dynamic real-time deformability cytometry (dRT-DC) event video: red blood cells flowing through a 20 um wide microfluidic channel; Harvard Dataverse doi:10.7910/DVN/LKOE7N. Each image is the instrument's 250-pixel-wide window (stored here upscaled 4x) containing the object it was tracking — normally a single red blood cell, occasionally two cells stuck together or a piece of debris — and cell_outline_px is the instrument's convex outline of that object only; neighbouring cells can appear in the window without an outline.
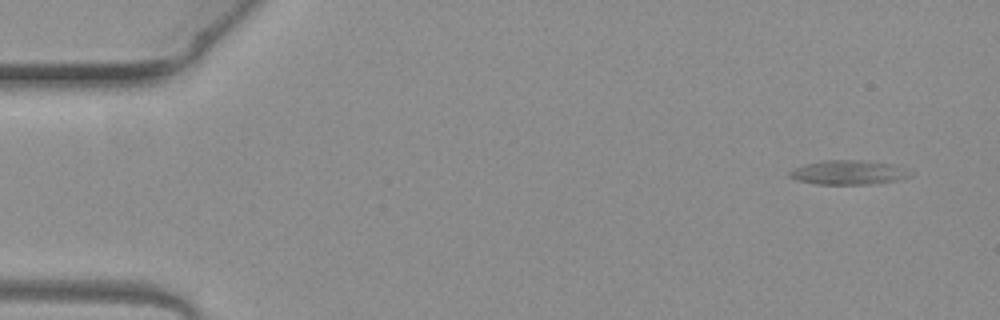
{"species": "common noctule bat (a hibernating species)", "species_latin": "Nyctalus noctula", "temperature_condition": "warm", "stored_images_in_passage": 4, "camera_frame_rate_fps": 3000, "um_per_image_px": 0.085, "animal": {"sex": "female", "body_mass_g": 19.3, "forearm_length_mm": 54.1}, "frame": {"image": 1, "passage_image": 1, "time_ms": 0.0, "image_size_px": [1000, 320], "cell_outline_px": [[912, 176], [896, 180], [868, 184], [816, 184], [796, 180], [788, 176], [788, 172], [792, 168], [804, 164], [824, 160], [864, 160], [896, 164], [912, 172]], "centroid_in_image_um": [72.1, 14.65], "position_along_channel_um": 12.9, "area_um2": 17.28}}
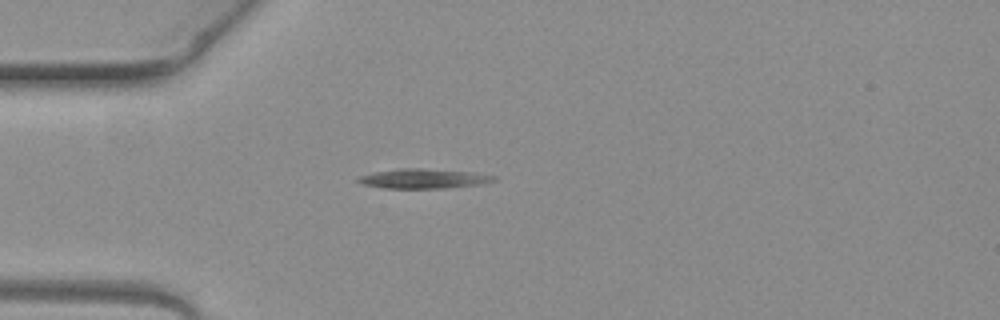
{"frame": {"image": 2, "passage_image": 4, "time_ms": 1.0, "image_size_px": [1000, 320], "cell_outline_px": [[496, 180], [484, 184], [444, 188], [384, 188], [364, 184], [356, 180], [360, 176], [372, 172], [396, 168], [420, 168], [472, 172], [496, 176]], "centroid_in_image_um": [36.01, 15.17], "position_along_channel_um": 49.0, "area_um2": 15.55}}